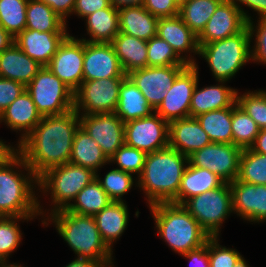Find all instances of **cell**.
Segmentation results:
<instances>
[{
  "label": "cell",
  "instance_id": "cell-56",
  "mask_svg": "<svg viewBox=\"0 0 266 267\" xmlns=\"http://www.w3.org/2000/svg\"><path fill=\"white\" fill-rule=\"evenodd\" d=\"M66 267H102L99 263H96L88 259H75L69 263Z\"/></svg>",
  "mask_w": 266,
  "mask_h": 267
},
{
  "label": "cell",
  "instance_id": "cell-42",
  "mask_svg": "<svg viewBox=\"0 0 266 267\" xmlns=\"http://www.w3.org/2000/svg\"><path fill=\"white\" fill-rule=\"evenodd\" d=\"M237 104L255 121L260 130L266 129V91L238 96Z\"/></svg>",
  "mask_w": 266,
  "mask_h": 267
},
{
  "label": "cell",
  "instance_id": "cell-8",
  "mask_svg": "<svg viewBox=\"0 0 266 267\" xmlns=\"http://www.w3.org/2000/svg\"><path fill=\"white\" fill-rule=\"evenodd\" d=\"M95 178L96 173L91 169L65 163L42 174L38 178L37 185L43 191L51 190L53 203L57 205L52 210L55 212L66 209L70 204L69 202Z\"/></svg>",
  "mask_w": 266,
  "mask_h": 267
},
{
  "label": "cell",
  "instance_id": "cell-5",
  "mask_svg": "<svg viewBox=\"0 0 266 267\" xmlns=\"http://www.w3.org/2000/svg\"><path fill=\"white\" fill-rule=\"evenodd\" d=\"M150 207L161 238L174 251L183 255L202 247L210 238L182 205L171 202L157 203Z\"/></svg>",
  "mask_w": 266,
  "mask_h": 267
},
{
  "label": "cell",
  "instance_id": "cell-11",
  "mask_svg": "<svg viewBox=\"0 0 266 267\" xmlns=\"http://www.w3.org/2000/svg\"><path fill=\"white\" fill-rule=\"evenodd\" d=\"M241 152L242 149L235 144L211 143L188 156V162L208 169L225 183H232L239 174Z\"/></svg>",
  "mask_w": 266,
  "mask_h": 267
},
{
  "label": "cell",
  "instance_id": "cell-27",
  "mask_svg": "<svg viewBox=\"0 0 266 267\" xmlns=\"http://www.w3.org/2000/svg\"><path fill=\"white\" fill-rule=\"evenodd\" d=\"M111 44L126 75L148 66L147 41L119 32Z\"/></svg>",
  "mask_w": 266,
  "mask_h": 267
},
{
  "label": "cell",
  "instance_id": "cell-32",
  "mask_svg": "<svg viewBox=\"0 0 266 267\" xmlns=\"http://www.w3.org/2000/svg\"><path fill=\"white\" fill-rule=\"evenodd\" d=\"M87 31L92 37L86 42L111 43L119 33L118 9L111 4L104 9L97 10L85 17Z\"/></svg>",
  "mask_w": 266,
  "mask_h": 267
},
{
  "label": "cell",
  "instance_id": "cell-2",
  "mask_svg": "<svg viewBox=\"0 0 266 267\" xmlns=\"http://www.w3.org/2000/svg\"><path fill=\"white\" fill-rule=\"evenodd\" d=\"M188 157L168 146L146 154L138 185L145 190L150 206L178 204V190Z\"/></svg>",
  "mask_w": 266,
  "mask_h": 267
},
{
  "label": "cell",
  "instance_id": "cell-10",
  "mask_svg": "<svg viewBox=\"0 0 266 267\" xmlns=\"http://www.w3.org/2000/svg\"><path fill=\"white\" fill-rule=\"evenodd\" d=\"M124 78H102L83 81L74 92V109L83 115L115 113L120 86ZM81 107V108H80Z\"/></svg>",
  "mask_w": 266,
  "mask_h": 267
},
{
  "label": "cell",
  "instance_id": "cell-41",
  "mask_svg": "<svg viewBox=\"0 0 266 267\" xmlns=\"http://www.w3.org/2000/svg\"><path fill=\"white\" fill-rule=\"evenodd\" d=\"M96 178L107 193L109 199L115 202L123 201L121 199L122 195L127 193L134 183L130 173L124 172L118 168L108 172L103 180H100L97 173Z\"/></svg>",
  "mask_w": 266,
  "mask_h": 267
},
{
  "label": "cell",
  "instance_id": "cell-59",
  "mask_svg": "<svg viewBox=\"0 0 266 267\" xmlns=\"http://www.w3.org/2000/svg\"><path fill=\"white\" fill-rule=\"evenodd\" d=\"M7 262L6 261H0V267H22V266H19V265H15V264H6Z\"/></svg>",
  "mask_w": 266,
  "mask_h": 267
},
{
  "label": "cell",
  "instance_id": "cell-43",
  "mask_svg": "<svg viewBox=\"0 0 266 267\" xmlns=\"http://www.w3.org/2000/svg\"><path fill=\"white\" fill-rule=\"evenodd\" d=\"M21 218L24 217H0V261H6L21 241L19 226L14 221Z\"/></svg>",
  "mask_w": 266,
  "mask_h": 267
},
{
  "label": "cell",
  "instance_id": "cell-14",
  "mask_svg": "<svg viewBox=\"0 0 266 267\" xmlns=\"http://www.w3.org/2000/svg\"><path fill=\"white\" fill-rule=\"evenodd\" d=\"M84 41L68 35L47 67L75 92L83 82Z\"/></svg>",
  "mask_w": 266,
  "mask_h": 267
},
{
  "label": "cell",
  "instance_id": "cell-48",
  "mask_svg": "<svg viewBox=\"0 0 266 267\" xmlns=\"http://www.w3.org/2000/svg\"><path fill=\"white\" fill-rule=\"evenodd\" d=\"M259 19V24L256 26V47L251 50V54L254 61L266 63V18Z\"/></svg>",
  "mask_w": 266,
  "mask_h": 267
},
{
  "label": "cell",
  "instance_id": "cell-52",
  "mask_svg": "<svg viewBox=\"0 0 266 267\" xmlns=\"http://www.w3.org/2000/svg\"><path fill=\"white\" fill-rule=\"evenodd\" d=\"M236 7L240 9L242 12L243 16L245 17L246 21L249 22L251 21L250 17L243 11V9L240 8L238 3L236 1L247 5L251 9H254L259 13V18H266V0H231Z\"/></svg>",
  "mask_w": 266,
  "mask_h": 267
},
{
  "label": "cell",
  "instance_id": "cell-13",
  "mask_svg": "<svg viewBox=\"0 0 266 267\" xmlns=\"http://www.w3.org/2000/svg\"><path fill=\"white\" fill-rule=\"evenodd\" d=\"M125 144L146 154L169 146V123L156 112L124 124Z\"/></svg>",
  "mask_w": 266,
  "mask_h": 267
},
{
  "label": "cell",
  "instance_id": "cell-47",
  "mask_svg": "<svg viewBox=\"0 0 266 267\" xmlns=\"http://www.w3.org/2000/svg\"><path fill=\"white\" fill-rule=\"evenodd\" d=\"M142 6L157 18L179 15V6L174 0H145Z\"/></svg>",
  "mask_w": 266,
  "mask_h": 267
},
{
  "label": "cell",
  "instance_id": "cell-33",
  "mask_svg": "<svg viewBox=\"0 0 266 267\" xmlns=\"http://www.w3.org/2000/svg\"><path fill=\"white\" fill-rule=\"evenodd\" d=\"M233 106L209 111L196 117L212 143L232 144Z\"/></svg>",
  "mask_w": 266,
  "mask_h": 267
},
{
  "label": "cell",
  "instance_id": "cell-39",
  "mask_svg": "<svg viewBox=\"0 0 266 267\" xmlns=\"http://www.w3.org/2000/svg\"><path fill=\"white\" fill-rule=\"evenodd\" d=\"M179 56L168 42L157 35L147 41V60L149 67H165L172 65L196 64L192 58L189 60Z\"/></svg>",
  "mask_w": 266,
  "mask_h": 267
},
{
  "label": "cell",
  "instance_id": "cell-16",
  "mask_svg": "<svg viewBox=\"0 0 266 267\" xmlns=\"http://www.w3.org/2000/svg\"><path fill=\"white\" fill-rule=\"evenodd\" d=\"M186 66L187 65H172L165 67L147 66L142 69L134 70L127 74V76L142 92L149 105L155 111L165 98L166 91L172 87L177 75Z\"/></svg>",
  "mask_w": 266,
  "mask_h": 267
},
{
  "label": "cell",
  "instance_id": "cell-36",
  "mask_svg": "<svg viewBox=\"0 0 266 267\" xmlns=\"http://www.w3.org/2000/svg\"><path fill=\"white\" fill-rule=\"evenodd\" d=\"M223 0H188L179 7V16L198 36Z\"/></svg>",
  "mask_w": 266,
  "mask_h": 267
},
{
  "label": "cell",
  "instance_id": "cell-21",
  "mask_svg": "<svg viewBox=\"0 0 266 267\" xmlns=\"http://www.w3.org/2000/svg\"><path fill=\"white\" fill-rule=\"evenodd\" d=\"M211 143L196 117L182 118L169 123V146L187 157Z\"/></svg>",
  "mask_w": 266,
  "mask_h": 267
},
{
  "label": "cell",
  "instance_id": "cell-18",
  "mask_svg": "<svg viewBox=\"0 0 266 267\" xmlns=\"http://www.w3.org/2000/svg\"><path fill=\"white\" fill-rule=\"evenodd\" d=\"M247 27V21L231 0H223L197 36L198 46L234 36Z\"/></svg>",
  "mask_w": 266,
  "mask_h": 267
},
{
  "label": "cell",
  "instance_id": "cell-4",
  "mask_svg": "<svg viewBox=\"0 0 266 267\" xmlns=\"http://www.w3.org/2000/svg\"><path fill=\"white\" fill-rule=\"evenodd\" d=\"M52 220L62 238L79 259H88L102 267H113L112 249L103 241L93 216L80 215L66 209L52 212Z\"/></svg>",
  "mask_w": 266,
  "mask_h": 267
},
{
  "label": "cell",
  "instance_id": "cell-57",
  "mask_svg": "<svg viewBox=\"0 0 266 267\" xmlns=\"http://www.w3.org/2000/svg\"><path fill=\"white\" fill-rule=\"evenodd\" d=\"M15 151V148H12L0 140V163H2L9 155Z\"/></svg>",
  "mask_w": 266,
  "mask_h": 267
},
{
  "label": "cell",
  "instance_id": "cell-51",
  "mask_svg": "<svg viewBox=\"0 0 266 267\" xmlns=\"http://www.w3.org/2000/svg\"><path fill=\"white\" fill-rule=\"evenodd\" d=\"M47 6H49L55 13H57L62 19L73 12L75 6V0H39Z\"/></svg>",
  "mask_w": 266,
  "mask_h": 267
},
{
  "label": "cell",
  "instance_id": "cell-35",
  "mask_svg": "<svg viewBox=\"0 0 266 267\" xmlns=\"http://www.w3.org/2000/svg\"><path fill=\"white\" fill-rule=\"evenodd\" d=\"M74 200L76 203L69 204L66 210L87 216L96 215L111 202L97 178L84 187Z\"/></svg>",
  "mask_w": 266,
  "mask_h": 267
},
{
  "label": "cell",
  "instance_id": "cell-49",
  "mask_svg": "<svg viewBox=\"0 0 266 267\" xmlns=\"http://www.w3.org/2000/svg\"><path fill=\"white\" fill-rule=\"evenodd\" d=\"M109 5V0H75L73 12L85 18L97 10L107 8Z\"/></svg>",
  "mask_w": 266,
  "mask_h": 267
},
{
  "label": "cell",
  "instance_id": "cell-22",
  "mask_svg": "<svg viewBox=\"0 0 266 267\" xmlns=\"http://www.w3.org/2000/svg\"><path fill=\"white\" fill-rule=\"evenodd\" d=\"M42 68L15 43L0 53V77L22 83L25 87Z\"/></svg>",
  "mask_w": 266,
  "mask_h": 267
},
{
  "label": "cell",
  "instance_id": "cell-28",
  "mask_svg": "<svg viewBox=\"0 0 266 267\" xmlns=\"http://www.w3.org/2000/svg\"><path fill=\"white\" fill-rule=\"evenodd\" d=\"M152 111L154 109L149 105L142 92L126 76L120 86L115 114L125 123L150 116Z\"/></svg>",
  "mask_w": 266,
  "mask_h": 267
},
{
  "label": "cell",
  "instance_id": "cell-40",
  "mask_svg": "<svg viewBox=\"0 0 266 267\" xmlns=\"http://www.w3.org/2000/svg\"><path fill=\"white\" fill-rule=\"evenodd\" d=\"M28 0H0V26L14 38L26 28Z\"/></svg>",
  "mask_w": 266,
  "mask_h": 267
},
{
  "label": "cell",
  "instance_id": "cell-15",
  "mask_svg": "<svg viewBox=\"0 0 266 267\" xmlns=\"http://www.w3.org/2000/svg\"><path fill=\"white\" fill-rule=\"evenodd\" d=\"M124 122L115 113L82 115L80 127L110 159L125 143Z\"/></svg>",
  "mask_w": 266,
  "mask_h": 267
},
{
  "label": "cell",
  "instance_id": "cell-55",
  "mask_svg": "<svg viewBox=\"0 0 266 267\" xmlns=\"http://www.w3.org/2000/svg\"><path fill=\"white\" fill-rule=\"evenodd\" d=\"M110 4L117 9L129 6H139L143 5L145 0H109ZM121 6V7H120Z\"/></svg>",
  "mask_w": 266,
  "mask_h": 267
},
{
  "label": "cell",
  "instance_id": "cell-3",
  "mask_svg": "<svg viewBox=\"0 0 266 267\" xmlns=\"http://www.w3.org/2000/svg\"><path fill=\"white\" fill-rule=\"evenodd\" d=\"M17 153L14 151L0 163V216L32 219L39 211V214L42 213L31 188V183L34 180L38 183V178L28 167L24 157L18 151ZM15 165L24 166L30 177L26 178L13 171Z\"/></svg>",
  "mask_w": 266,
  "mask_h": 267
},
{
  "label": "cell",
  "instance_id": "cell-44",
  "mask_svg": "<svg viewBox=\"0 0 266 267\" xmlns=\"http://www.w3.org/2000/svg\"><path fill=\"white\" fill-rule=\"evenodd\" d=\"M146 153L134 147L123 144L109 159L116 161L119 169L128 173H138L141 175L144 167Z\"/></svg>",
  "mask_w": 266,
  "mask_h": 267
},
{
  "label": "cell",
  "instance_id": "cell-9",
  "mask_svg": "<svg viewBox=\"0 0 266 267\" xmlns=\"http://www.w3.org/2000/svg\"><path fill=\"white\" fill-rule=\"evenodd\" d=\"M182 206L210 237H217L221 223L233 211L230 183L186 200Z\"/></svg>",
  "mask_w": 266,
  "mask_h": 267
},
{
  "label": "cell",
  "instance_id": "cell-26",
  "mask_svg": "<svg viewBox=\"0 0 266 267\" xmlns=\"http://www.w3.org/2000/svg\"><path fill=\"white\" fill-rule=\"evenodd\" d=\"M198 88V83L193 91L190 104V117L200 114L232 107L237 102V91L223 85Z\"/></svg>",
  "mask_w": 266,
  "mask_h": 267
},
{
  "label": "cell",
  "instance_id": "cell-20",
  "mask_svg": "<svg viewBox=\"0 0 266 267\" xmlns=\"http://www.w3.org/2000/svg\"><path fill=\"white\" fill-rule=\"evenodd\" d=\"M233 211L249 221L266 220V185L236 179L230 183Z\"/></svg>",
  "mask_w": 266,
  "mask_h": 267
},
{
  "label": "cell",
  "instance_id": "cell-7",
  "mask_svg": "<svg viewBox=\"0 0 266 267\" xmlns=\"http://www.w3.org/2000/svg\"><path fill=\"white\" fill-rule=\"evenodd\" d=\"M25 90L42 117L60 115L74 109V92L47 66H42Z\"/></svg>",
  "mask_w": 266,
  "mask_h": 267
},
{
  "label": "cell",
  "instance_id": "cell-24",
  "mask_svg": "<svg viewBox=\"0 0 266 267\" xmlns=\"http://www.w3.org/2000/svg\"><path fill=\"white\" fill-rule=\"evenodd\" d=\"M158 20L142 5L118 9L119 32L145 41L157 35Z\"/></svg>",
  "mask_w": 266,
  "mask_h": 267
},
{
  "label": "cell",
  "instance_id": "cell-50",
  "mask_svg": "<svg viewBox=\"0 0 266 267\" xmlns=\"http://www.w3.org/2000/svg\"><path fill=\"white\" fill-rule=\"evenodd\" d=\"M184 257L188 258L194 267H210L209 255H208V241L202 247L189 251L183 254Z\"/></svg>",
  "mask_w": 266,
  "mask_h": 267
},
{
  "label": "cell",
  "instance_id": "cell-29",
  "mask_svg": "<svg viewBox=\"0 0 266 267\" xmlns=\"http://www.w3.org/2000/svg\"><path fill=\"white\" fill-rule=\"evenodd\" d=\"M93 217L103 241L111 249L114 240L122 235L127 226V205L123 201H111Z\"/></svg>",
  "mask_w": 266,
  "mask_h": 267
},
{
  "label": "cell",
  "instance_id": "cell-25",
  "mask_svg": "<svg viewBox=\"0 0 266 267\" xmlns=\"http://www.w3.org/2000/svg\"><path fill=\"white\" fill-rule=\"evenodd\" d=\"M157 36L168 42L179 56L181 52L189 50L199 54L197 35L179 15L159 18Z\"/></svg>",
  "mask_w": 266,
  "mask_h": 267
},
{
  "label": "cell",
  "instance_id": "cell-23",
  "mask_svg": "<svg viewBox=\"0 0 266 267\" xmlns=\"http://www.w3.org/2000/svg\"><path fill=\"white\" fill-rule=\"evenodd\" d=\"M43 117L38 112L30 94L24 90L5 110L0 114V121L10 126L13 130H24L19 144L40 123Z\"/></svg>",
  "mask_w": 266,
  "mask_h": 267
},
{
  "label": "cell",
  "instance_id": "cell-37",
  "mask_svg": "<svg viewBox=\"0 0 266 267\" xmlns=\"http://www.w3.org/2000/svg\"><path fill=\"white\" fill-rule=\"evenodd\" d=\"M259 131L255 121L236 102L232 113V144L248 149L254 144Z\"/></svg>",
  "mask_w": 266,
  "mask_h": 267
},
{
  "label": "cell",
  "instance_id": "cell-60",
  "mask_svg": "<svg viewBox=\"0 0 266 267\" xmlns=\"http://www.w3.org/2000/svg\"><path fill=\"white\" fill-rule=\"evenodd\" d=\"M177 5L180 7L182 4L186 3L188 0H174Z\"/></svg>",
  "mask_w": 266,
  "mask_h": 267
},
{
  "label": "cell",
  "instance_id": "cell-45",
  "mask_svg": "<svg viewBox=\"0 0 266 267\" xmlns=\"http://www.w3.org/2000/svg\"><path fill=\"white\" fill-rule=\"evenodd\" d=\"M208 255L210 267H233L242 257L234 249L220 247L217 237L208 239Z\"/></svg>",
  "mask_w": 266,
  "mask_h": 267
},
{
  "label": "cell",
  "instance_id": "cell-53",
  "mask_svg": "<svg viewBox=\"0 0 266 267\" xmlns=\"http://www.w3.org/2000/svg\"><path fill=\"white\" fill-rule=\"evenodd\" d=\"M250 149L256 153L266 155V129L259 131V134L256 136L254 144Z\"/></svg>",
  "mask_w": 266,
  "mask_h": 267
},
{
  "label": "cell",
  "instance_id": "cell-12",
  "mask_svg": "<svg viewBox=\"0 0 266 267\" xmlns=\"http://www.w3.org/2000/svg\"><path fill=\"white\" fill-rule=\"evenodd\" d=\"M198 83V67L188 64L176 77L165 98L154 111L168 123L190 117L193 91Z\"/></svg>",
  "mask_w": 266,
  "mask_h": 267
},
{
  "label": "cell",
  "instance_id": "cell-17",
  "mask_svg": "<svg viewBox=\"0 0 266 267\" xmlns=\"http://www.w3.org/2000/svg\"><path fill=\"white\" fill-rule=\"evenodd\" d=\"M126 76L111 43L84 41L83 81Z\"/></svg>",
  "mask_w": 266,
  "mask_h": 267
},
{
  "label": "cell",
  "instance_id": "cell-58",
  "mask_svg": "<svg viewBox=\"0 0 266 267\" xmlns=\"http://www.w3.org/2000/svg\"><path fill=\"white\" fill-rule=\"evenodd\" d=\"M233 267H248V265L243 259V257H241Z\"/></svg>",
  "mask_w": 266,
  "mask_h": 267
},
{
  "label": "cell",
  "instance_id": "cell-31",
  "mask_svg": "<svg viewBox=\"0 0 266 267\" xmlns=\"http://www.w3.org/2000/svg\"><path fill=\"white\" fill-rule=\"evenodd\" d=\"M106 162L110 161L100 146L79 126L74 134L69 163L91 169L96 173Z\"/></svg>",
  "mask_w": 266,
  "mask_h": 267
},
{
  "label": "cell",
  "instance_id": "cell-19",
  "mask_svg": "<svg viewBox=\"0 0 266 267\" xmlns=\"http://www.w3.org/2000/svg\"><path fill=\"white\" fill-rule=\"evenodd\" d=\"M67 36V32H39L25 28L14 38V43L27 56L47 66Z\"/></svg>",
  "mask_w": 266,
  "mask_h": 267
},
{
  "label": "cell",
  "instance_id": "cell-46",
  "mask_svg": "<svg viewBox=\"0 0 266 267\" xmlns=\"http://www.w3.org/2000/svg\"><path fill=\"white\" fill-rule=\"evenodd\" d=\"M24 90H25V86L22 83L0 77V114Z\"/></svg>",
  "mask_w": 266,
  "mask_h": 267
},
{
  "label": "cell",
  "instance_id": "cell-6",
  "mask_svg": "<svg viewBox=\"0 0 266 267\" xmlns=\"http://www.w3.org/2000/svg\"><path fill=\"white\" fill-rule=\"evenodd\" d=\"M252 20L238 34L199 46V55L208 62L219 82L228 81L252 58L250 41L254 35Z\"/></svg>",
  "mask_w": 266,
  "mask_h": 267
},
{
  "label": "cell",
  "instance_id": "cell-38",
  "mask_svg": "<svg viewBox=\"0 0 266 267\" xmlns=\"http://www.w3.org/2000/svg\"><path fill=\"white\" fill-rule=\"evenodd\" d=\"M237 179L254 185H266V155L250 148L242 149Z\"/></svg>",
  "mask_w": 266,
  "mask_h": 267
},
{
  "label": "cell",
  "instance_id": "cell-54",
  "mask_svg": "<svg viewBox=\"0 0 266 267\" xmlns=\"http://www.w3.org/2000/svg\"><path fill=\"white\" fill-rule=\"evenodd\" d=\"M14 43V37L11 36L2 26H0V53L6 50Z\"/></svg>",
  "mask_w": 266,
  "mask_h": 267
},
{
  "label": "cell",
  "instance_id": "cell-30",
  "mask_svg": "<svg viewBox=\"0 0 266 267\" xmlns=\"http://www.w3.org/2000/svg\"><path fill=\"white\" fill-rule=\"evenodd\" d=\"M224 181L208 169L192 166L189 162L184 170L178 190V204L182 205L193 196L220 187Z\"/></svg>",
  "mask_w": 266,
  "mask_h": 267
},
{
  "label": "cell",
  "instance_id": "cell-1",
  "mask_svg": "<svg viewBox=\"0 0 266 267\" xmlns=\"http://www.w3.org/2000/svg\"><path fill=\"white\" fill-rule=\"evenodd\" d=\"M79 126L80 117L75 109L43 117L16 151L39 178L49 169L69 163L74 134Z\"/></svg>",
  "mask_w": 266,
  "mask_h": 267
},
{
  "label": "cell",
  "instance_id": "cell-34",
  "mask_svg": "<svg viewBox=\"0 0 266 267\" xmlns=\"http://www.w3.org/2000/svg\"><path fill=\"white\" fill-rule=\"evenodd\" d=\"M26 29L39 32H66V21L39 0H28Z\"/></svg>",
  "mask_w": 266,
  "mask_h": 267
}]
</instances>
